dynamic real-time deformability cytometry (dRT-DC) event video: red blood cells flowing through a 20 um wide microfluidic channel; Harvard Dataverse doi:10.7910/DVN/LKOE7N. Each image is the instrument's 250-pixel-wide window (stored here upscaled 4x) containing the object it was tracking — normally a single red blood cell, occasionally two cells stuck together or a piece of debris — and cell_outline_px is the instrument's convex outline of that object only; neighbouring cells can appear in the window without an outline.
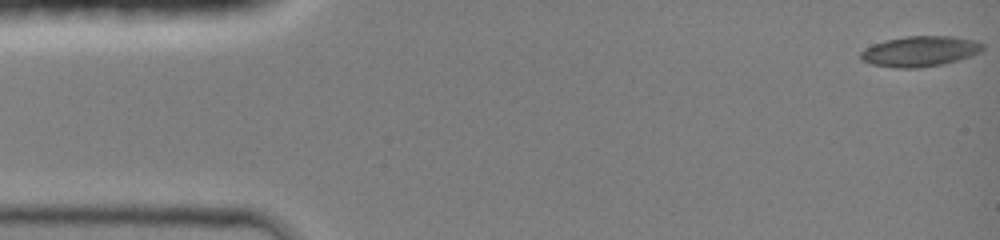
{"species": "common noctule bat (a hibernating species)", "species_latin": "Nyctalus noctula", "temperature_condition": "room temperature", "stored_images_in_passage": 7, "camera_frame_rate_fps": 3000, "um_per_image_px": 0.085, "animal": {"sex": "female", "body_mass_g": 19.0, "forearm_length_mm": 51.5}, "frame": {"image": 1, "passage_image": 1, "time_ms": 0.0, "image_size_px": [1000, 240], "cell_outline_px": [[984, 48], [980, 52], [972, 56], [940, 64], [920, 68], [896, 68], [872, 64], [860, 60], [860, 52], [864, 48], [872, 44], [888, 40], [908, 36], [952, 36], [976, 40], [984, 44]], "centroid_in_image_um": [78.19, 4.36], "position_along_channel_um": 6.8, "area_um2": 21.68}}
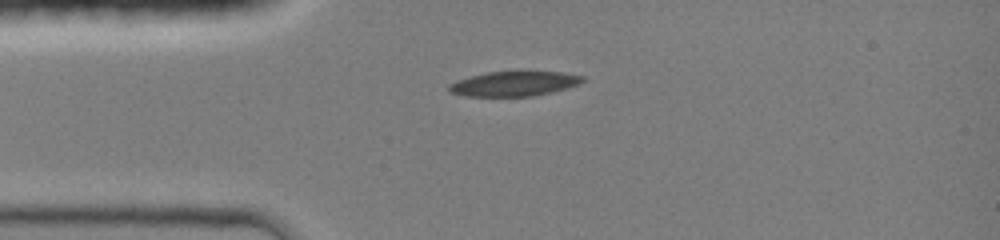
{"frame": {"image": 2, "passage_image": 6, "time_ms": 3.333, "image_size_px": [1000, 240], "cell_outline_px": [[584, 80], [580, 84], [552, 92], [532, 96], [468, 96], [448, 92], [448, 84], [456, 80], [488, 72], [564, 72], [584, 76]], "centroid_in_image_um": [43.7, 7.12], "position_along_channel_um": 41.3, "area_um2": 19.19}}